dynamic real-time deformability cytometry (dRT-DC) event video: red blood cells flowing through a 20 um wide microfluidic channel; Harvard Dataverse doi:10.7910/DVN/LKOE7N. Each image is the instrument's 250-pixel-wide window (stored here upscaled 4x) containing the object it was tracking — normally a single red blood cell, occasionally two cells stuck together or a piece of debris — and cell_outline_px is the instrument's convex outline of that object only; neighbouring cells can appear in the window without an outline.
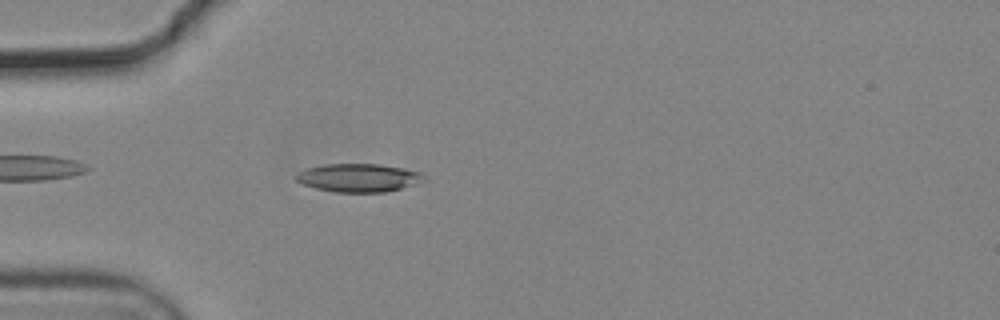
{"species": "common noctule bat (a hibernating species)", "species_latin": "Nyctalus noctula", "temperature_condition": "cold", "stored_images_in_passage": 45, "camera_frame_rate_fps": 3000, "um_per_image_px": 0.085, "animal": {"sex": "male", "body_mass_g": 19.2, "forearm_length_mm": 51.8}, "frame": {"image": 1, "passage_image": 6, "time_ms": 1.667, "image_size_px": [1000, 320], "cell_outline_px": [[428, 180], [388, 192], [336, 192], [316, 188], [304, 184], [296, 180], [296, 176], [300, 172], [308, 168], [324, 164], [376, 164], [404, 168], [420, 172]], "centroid_in_image_um": [30.53, 15.11], "position_along_channel_um": 54.5, "area_um2": 20.92}}
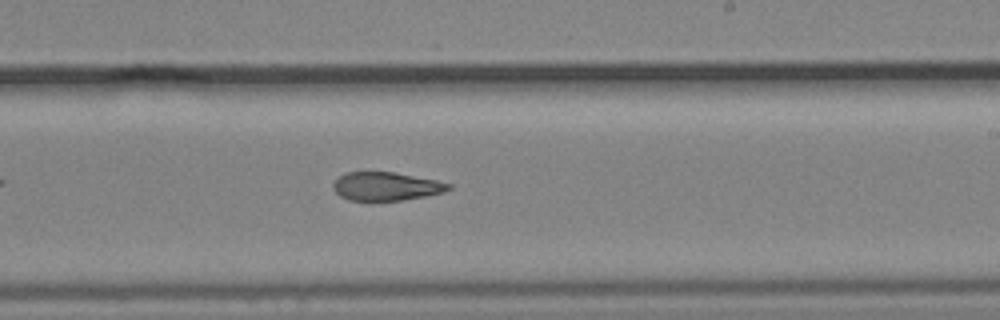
{"frame": {"image": 2, "passage_image": 23, "time_ms": 7.333, "image_size_px": [1000, 320], "cell_outline_px": [[452, 188], [444, 192], [424, 196], [400, 200], [348, 200], [340, 196], [332, 188], [332, 184], [344, 172], [396, 172], [436, 180], [452, 184]], "centroid_in_image_um": [32.81, 15.83], "position_along_channel_um": 256.2, "area_um2": 19.07}}
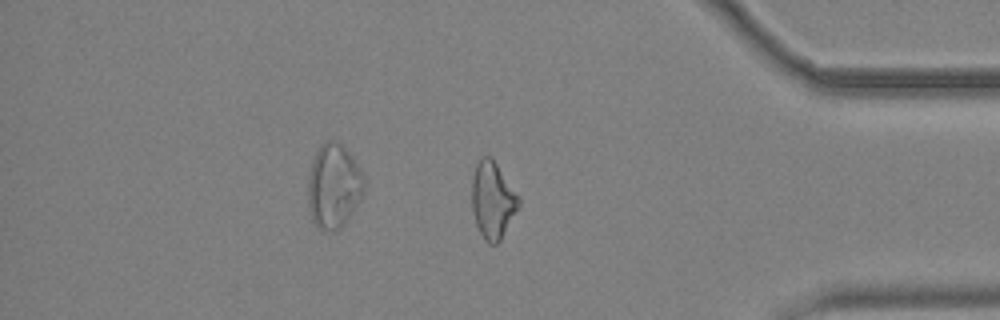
{"frame": {"image": 3, "passage_image": 36, "time_ms": 11.667, "image_size_px": [1000, 320], "cell_outline_px": [[520, 204], [500, 240], [496, 244], [488, 244], [484, 240], [476, 224], [472, 212], [472, 176], [476, 164], [480, 156], [488, 156], [496, 164], [520, 196]], "centroid_in_image_um": [41.86, 17.02], "position_along_channel_um": 393.3, "area_um2": 20.87}, "authors_computed_cell_mechanics": {"area_um2": 20.808, "velocity_mm_per_s": 3.7146, "shape_relaxation_time_tau1_ms": null, "shape_relaxation_time_tau2_ms": 3.8234, "deformation_change_tau1": null, "deformation_change_tau2": 0.1077}}